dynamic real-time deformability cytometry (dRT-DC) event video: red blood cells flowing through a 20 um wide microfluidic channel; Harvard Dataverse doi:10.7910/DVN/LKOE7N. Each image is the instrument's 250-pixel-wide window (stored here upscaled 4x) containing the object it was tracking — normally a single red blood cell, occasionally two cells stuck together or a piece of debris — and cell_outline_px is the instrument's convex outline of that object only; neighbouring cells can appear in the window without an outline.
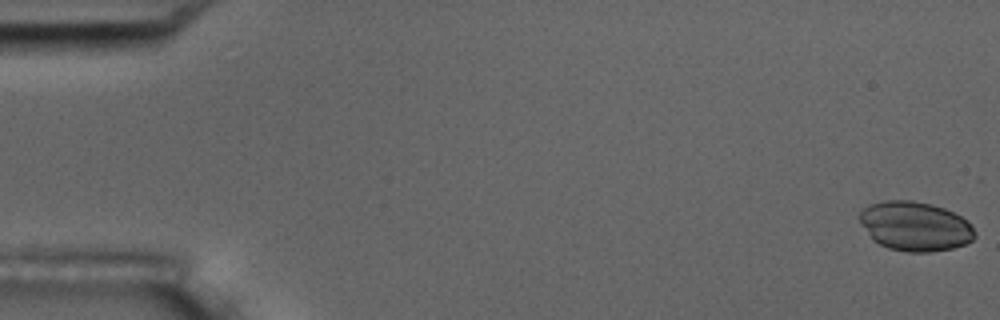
{"species": "common noctule bat (a hibernating species)", "species_latin": "Nyctalus noctula", "temperature_condition": "room temperature", "stored_images_in_passage": 7, "camera_frame_rate_fps": 3000, "um_per_image_px": 0.085, "animal": {"sex": "male", "body_mass_g": 17.5, "forearm_length_mm": 52.3}, "frame": {"image": 1, "passage_image": 1, "time_ms": 0.0, "image_size_px": [1000, 320], "cell_outline_px": [[976, 236], [972, 240], [964, 244], [952, 248], [928, 252], [908, 252], [888, 248], [872, 240], [860, 220], [860, 212], [868, 204], [884, 200], [912, 200], [932, 204], [944, 208], [968, 220], [976, 232]], "centroid_in_image_um": [77.79, 19.22], "position_along_channel_um": 7.2, "area_um2": 33.18}}